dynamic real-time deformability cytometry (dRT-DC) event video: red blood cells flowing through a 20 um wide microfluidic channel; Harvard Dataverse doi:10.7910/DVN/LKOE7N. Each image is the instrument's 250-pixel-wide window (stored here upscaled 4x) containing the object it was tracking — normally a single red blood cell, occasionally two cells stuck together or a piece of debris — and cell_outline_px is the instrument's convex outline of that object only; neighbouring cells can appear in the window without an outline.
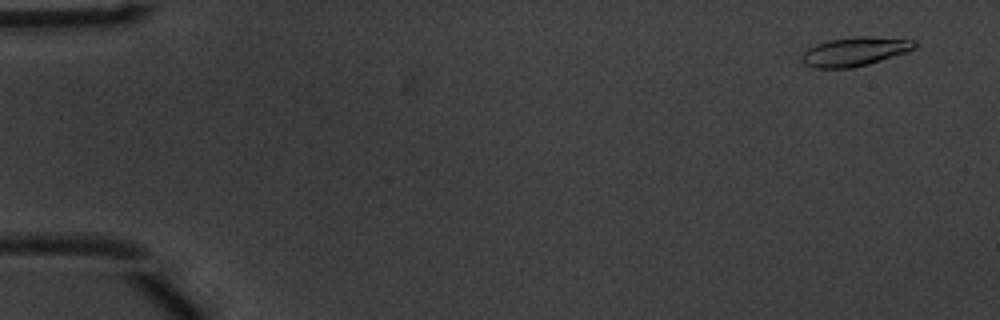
{"species": "common noctule bat (a hibernating species)", "species_latin": "Nyctalus noctula", "temperature_condition": "warm", "stored_images_in_passage": 52, "camera_frame_rate_fps": 3000, "um_per_image_px": 0.085, "animal": {"sex": "male", "body_mass_g": 20.1, "forearm_length_mm": 53.5}, "frame": {"image": 1, "passage_image": 3, "time_ms": 0.667, "image_size_px": [1000, 320], "cell_outline_px": [[920, 44], [916, 48], [868, 64], [852, 68], [812, 68], [804, 64], [800, 60], [800, 56], [808, 48], [816, 44], [828, 40], [856, 36], [868, 36], [916, 40]], "centroid_in_image_um": [72.63, 4.38], "position_along_channel_um": 12.4, "area_um2": 19.13}}
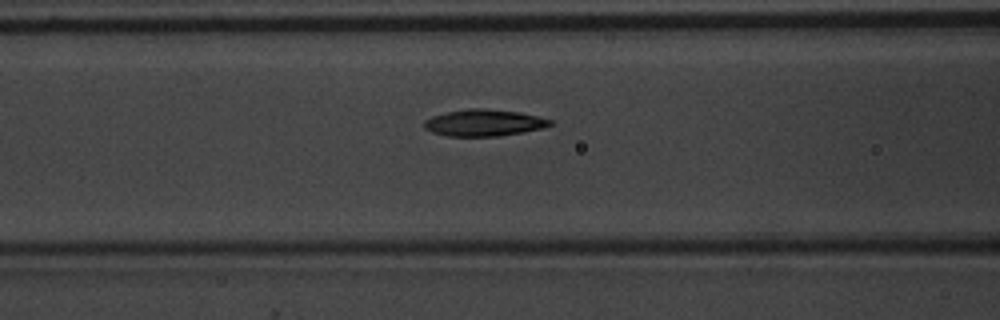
{"frame": {"image": 2, "passage_image": 22, "time_ms": 7.0, "image_size_px": [1000, 320], "cell_outline_px": [[552, 124], [544, 128], [524, 132], [496, 136], [448, 136], [432, 132], [424, 128], [424, 120], [432, 116], [448, 112], [468, 108], [484, 108], [520, 112], [552, 120]], "centroid_in_image_um": [41.13, 10.43], "position_along_channel_um": 125.5, "area_um2": 19.54}}
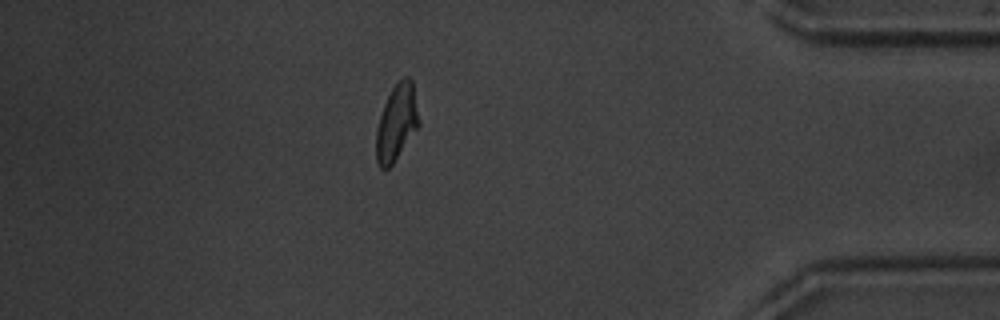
{"frame": {"image": 3, "passage_image": 46, "time_ms": 15.0, "image_size_px": [1000, 320], "cell_outline_px": [[420, 124], [392, 164], [388, 168], [380, 168], [376, 160], [376, 128], [384, 104], [392, 88], [404, 76], [408, 76], [412, 80], [420, 120]], "centroid_in_image_um": [33.71, 10.41], "position_along_channel_um": 401.5, "area_um2": 18.79}, "authors_computed_cell_mechanics": {"area_um2": 19.0451, "velocity_mm_per_s": 3.8938, "shape_relaxation_time_tau1_ms": 3.0442, "shape_relaxation_time_tau2_ms": 2.9614, "deformation_change_tau1": 0.1485, "deformation_change_tau2": 0.0863}}